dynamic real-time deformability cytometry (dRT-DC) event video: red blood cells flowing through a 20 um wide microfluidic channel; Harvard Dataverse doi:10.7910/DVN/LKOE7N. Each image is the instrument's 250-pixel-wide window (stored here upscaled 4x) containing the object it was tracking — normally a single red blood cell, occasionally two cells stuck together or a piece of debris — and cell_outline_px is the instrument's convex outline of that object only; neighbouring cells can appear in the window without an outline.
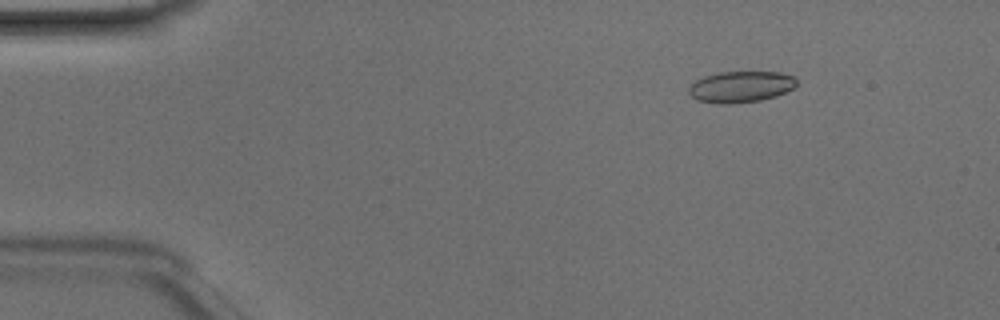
{"species": "Egyptian fruit bat (a non-hibernating species)", "species_latin": "Rousettus aegyptiacus", "temperature_condition": "room temperature", "stored_images_in_passage": 48, "camera_frame_rate_fps": 3000, "um_per_image_px": 0.085, "animal": {"sex": "male"}, "frame": {"image": 1, "passage_image": 7, "time_ms": 2.0, "image_size_px": [1000, 320], "cell_outline_px": [[796, 84], [792, 88], [776, 96], [760, 100], [732, 104], [716, 104], [696, 100], [688, 92], [688, 88], [696, 80], [704, 76], [716, 72], [780, 72], [796, 76]], "centroid_in_image_um": [62.94, 7.37], "position_along_channel_um": 22.1, "area_um2": 19.77}}
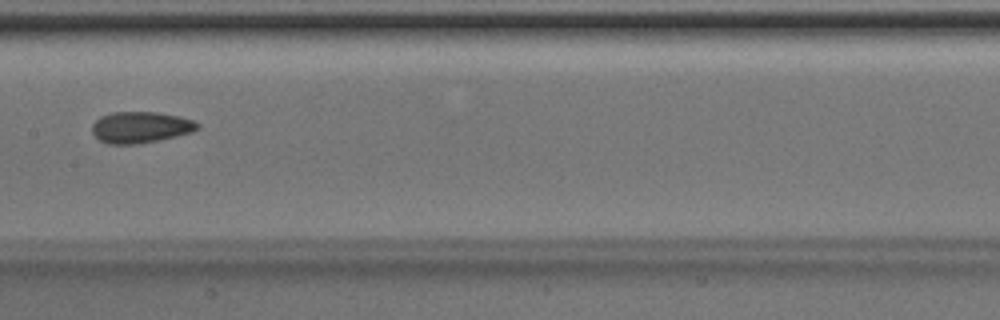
{"frame": {"image": 2, "passage_image": 25, "time_ms": 8.0, "image_size_px": [1000, 320], "cell_outline_px": [[200, 124], [192, 132], [176, 136], [140, 144], [108, 144], [100, 140], [92, 132], [92, 124], [100, 116], [112, 112], [156, 112], [180, 116], [196, 120]], "centroid_in_image_um": [11.95, 10.81], "position_along_channel_um": 195.5, "area_um2": 19.31}}
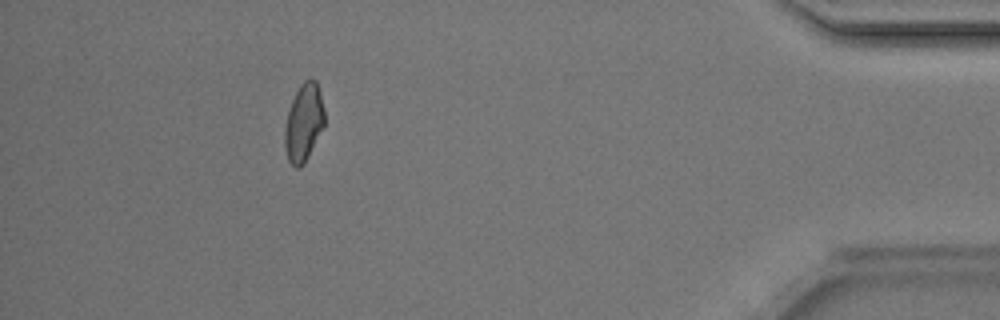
{"frame": {"image": 3, "passage_image": 44, "time_ms": 14.333, "image_size_px": [1000, 320], "cell_outline_px": [[324, 124], [304, 164], [300, 168], [296, 168], [288, 160], [284, 148], [284, 128], [288, 112], [292, 100], [300, 84], [304, 80], [316, 80], [320, 92], [324, 108]], "centroid_in_image_um": [25.8, 10.43], "position_along_channel_um": 409.4, "area_um2": 17.86}, "authors_computed_cell_mechanics": {"area_um2": 18.8428, "velocity_mm_per_s": 4.2348, "shape_relaxation_time_tau1_ms": 7.9294, "shape_relaxation_time_tau2_ms": 1.9175, "deformation_change_tau1": 0.1504, "deformation_change_tau2": 0.0707}}